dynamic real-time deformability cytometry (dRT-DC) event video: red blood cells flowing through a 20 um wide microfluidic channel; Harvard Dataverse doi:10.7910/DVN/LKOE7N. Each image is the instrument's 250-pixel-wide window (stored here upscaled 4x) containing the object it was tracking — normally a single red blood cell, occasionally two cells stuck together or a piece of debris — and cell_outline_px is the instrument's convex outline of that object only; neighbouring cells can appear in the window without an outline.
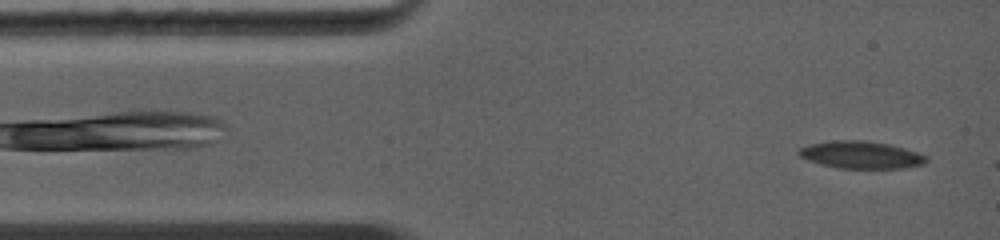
{"species": "common noctule bat (a hibernating species)", "species_latin": "Nyctalus noctula", "temperature_condition": "warm", "stored_images_in_passage": 34, "camera_frame_rate_fps": 5000, "um_per_image_px": 0.085, "animal": {"sex": "female", "body_mass_g": 19.0, "forearm_length_mm": 56.7}, "frame": {"image": 1, "passage_image": 2, "time_ms": 0.4, "image_size_px": [1000, 240], "cell_outline_px": [[928, 160], [924, 164], [904, 168], [840, 168], [808, 160], [800, 156], [796, 152], [800, 148], [812, 144], [832, 140], [864, 140], [888, 144], [904, 148], [928, 156]], "centroid_in_image_um": [73.22, 13.16], "position_along_channel_um": 11.8, "area_um2": 20.11}}
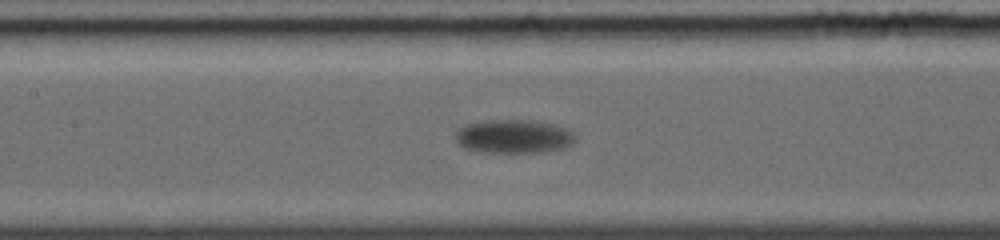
{"frame": {"image": 2, "passage_image": 13, "time_ms": 5.8, "image_size_px": [1000, 240], "cell_outline_px": [[576, 140], [572, 144], [564, 148], [544, 152], [484, 152], [464, 148], [456, 144], [456, 132], [464, 124], [484, 120], [528, 120], [556, 124], [572, 132]], "centroid_in_image_um": [43.64, 11.59], "position_along_channel_um": 163.8, "area_um2": 23.64}}
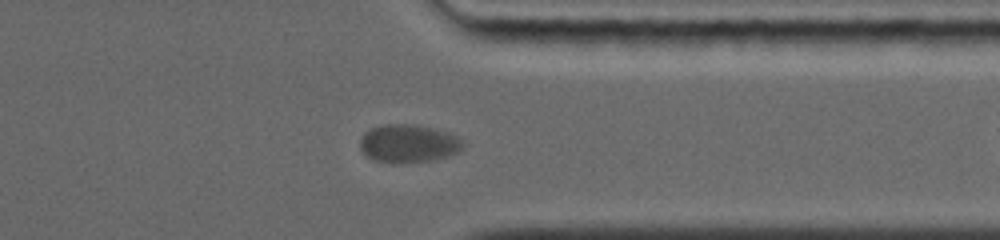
{"frame": {"image": 3, "passage_image": 24, "time_ms": 11.2, "image_size_px": [1000, 240], "cell_outline_px": [[464, 148], [448, 156], [432, 160], [392, 164], [372, 160], [360, 148], [360, 140], [364, 132], [372, 128], [384, 124], [416, 124], [448, 132], [460, 136], [464, 144]], "centroid_in_image_um": [34.73, 12.2], "position_along_channel_um": 376.7, "area_um2": 23.12}, "authors_computed_cell_mechanics": {"area_um2": 22.7732, "velocity_mm_per_s": 3.9491, "shape_relaxation_time_tau1_ms": 2.2455, "shape_relaxation_time_tau2_ms": null, "deformation_change_tau1": 0.0728, "deformation_change_tau2": null}}